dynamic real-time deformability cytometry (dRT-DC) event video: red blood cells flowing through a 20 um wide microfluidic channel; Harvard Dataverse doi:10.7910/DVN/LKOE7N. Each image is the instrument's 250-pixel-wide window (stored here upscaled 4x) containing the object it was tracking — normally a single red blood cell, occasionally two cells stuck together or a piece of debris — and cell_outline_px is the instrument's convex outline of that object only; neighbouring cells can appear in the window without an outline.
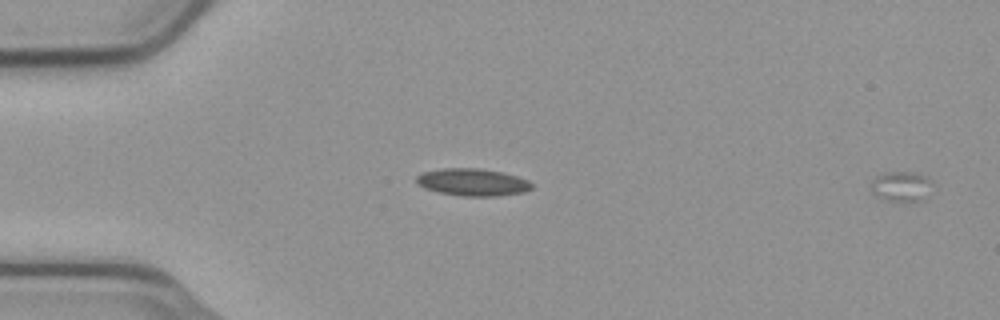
{"species": "common noctule bat (a hibernating species)", "species_latin": "Nyctalus noctula", "temperature_condition": "cold", "stored_images_in_passage": 22, "camera_frame_rate_fps": 3000, "um_per_image_px": 0.085, "animal": {"sex": "male", "body_mass_g": 23.1, "forearm_length_mm": 52.7}, "frame": {"image": 1, "passage_image": 1, "time_ms": 0.0, "image_size_px": [1000, 320], "cell_outline_px": [[932, 184], [924, 200], [892, 200], [880, 196], [872, 192], [872, 180], [876, 176], [884, 172], [912, 172], [928, 176], [932, 180]], "centroid_in_image_um": [76.65, 15.8], "position_along_channel_um": 8.3, "area_um2": 10.46}}